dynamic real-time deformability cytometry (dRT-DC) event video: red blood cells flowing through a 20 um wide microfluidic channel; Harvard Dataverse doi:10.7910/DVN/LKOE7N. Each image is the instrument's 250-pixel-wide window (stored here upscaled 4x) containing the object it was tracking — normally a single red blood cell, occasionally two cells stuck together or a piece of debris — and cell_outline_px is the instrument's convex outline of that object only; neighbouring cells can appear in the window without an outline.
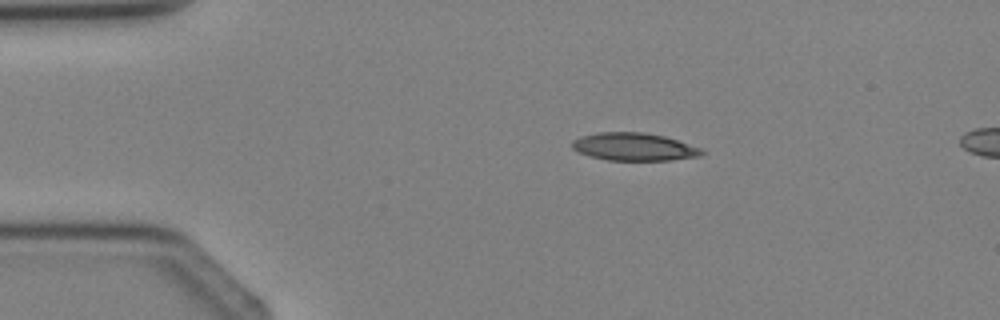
{"species": "Egyptian fruit bat (a non-hibernating species)", "species_latin": "Rousettus aegyptiacus", "temperature_condition": "cold", "stored_images_in_passage": 3, "camera_frame_rate_fps": 3000, "um_per_image_px": 0.085, "animal": {"sex": "female"}, "frame": {"image": 1, "passage_image": 3, "time_ms": 2.333, "image_size_px": [1000, 320], "cell_outline_px": [[704, 152], [700, 156], [672, 160], [608, 160], [588, 156], [572, 148], [572, 140], [580, 136], [600, 132], [644, 132], [664, 136], [704, 148]], "centroid_in_image_um": [53.91, 12.47], "position_along_channel_um": 31.1, "area_um2": 21.1}}